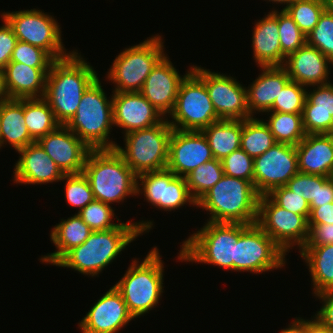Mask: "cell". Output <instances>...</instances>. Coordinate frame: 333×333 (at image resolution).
<instances>
[{
  "instance_id": "cell-1",
  "label": "cell",
  "mask_w": 333,
  "mask_h": 333,
  "mask_svg": "<svg viewBox=\"0 0 333 333\" xmlns=\"http://www.w3.org/2000/svg\"><path fill=\"white\" fill-rule=\"evenodd\" d=\"M152 221L120 223L117 227L92 231L81 245L68 251L55 265L71 268L83 275L98 276L139 235L149 232Z\"/></svg>"
},
{
  "instance_id": "cell-2",
  "label": "cell",
  "mask_w": 333,
  "mask_h": 333,
  "mask_svg": "<svg viewBox=\"0 0 333 333\" xmlns=\"http://www.w3.org/2000/svg\"><path fill=\"white\" fill-rule=\"evenodd\" d=\"M97 77L98 73L77 50L52 63L43 99L61 125L76 114L84 91Z\"/></svg>"
},
{
  "instance_id": "cell-3",
  "label": "cell",
  "mask_w": 333,
  "mask_h": 333,
  "mask_svg": "<svg viewBox=\"0 0 333 333\" xmlns=\"http://www.w3.org/2000/svg\"><path fill=\"white\" fill-rule=\"evenodd\" d=\"M260 195L248 180L223 175L196 203L211 222L256 223Z\"/></svg>"
},
{
  "instance_id": "cell-4",
  "label": "cell",
  "mask_w": 333,
  "mask_h": 333,
  "mask_svg": "<svg viewBox=\"0 0 333 333\" xmlns=\"http://www.w3.org/2000/svg\"><path fill=\"white\" fill-rule=\"evenodd\" d=\"M82 173L95 200L111 205L137 195V175L115 149H91Z\"/></svg>"
},
{
  "instance_id": "cell-5",
  "label": "cell",
  "mask_w": 333,
  "mask_h": 333,
  "mask_svg": "<svg viewBox=\"0 0 333 333\" xmlns=\"http://www.w3.org/2000/svg\"><path fill=\"white\" fill-rule=\"evenodd\" d=\"M160 257L159 249L152 248L141 263L136 258L132 260L128 270L114 284L134 319L149 313L162 296L164 262Z\"/></svg>"
},
{
  "instance_id": "cell-6",
  "label": "cell",
  "mask_w": 333,
  "mask_h": 333,
  "mask_svg": "<svg viewBox=\"0 0 333 333\" xmlns=\"http://www.w3.org/2000/svg\"><path fill=\"white\" fill-rule=\"evenodd\" d=\"M65 126L90 149H115L117 143L109 138L114 127L112 96L107 99L99 77L84 91L76 114Z\"/></svg>"
},
{
  "instance_id": "cell-7",
  "label": "cell",
  "mask_w": 333,
  "mask_h": 333,
  "mask_svg": "<svg viewBox=\"0 0 333 333\" xmlns=\"http://www.w3.org/2000/svg\"><path fill=\"white\" fill-rule=\"evenodd\" d=\"M238 239L239 223L207 221L182 242L177 257L181 262L207 263L235 271V243Z\"/></svg>"
},
{
  "instance_id": "cell-8",
  "label": "cell",
  "mask_w": 333,
  "mask_h": 333,
  "mask_svg": "<svg viewBox=\"0 0 333 333\" xmlns=\"http://www.w3.org/2000/svg\"><path fill=\"white\" fill-rule=\"evenodd\" d=\"M173 127L165 117L152 127L124 134L125 147H115L136 175L167 168L169 140Z\"/></svg>"
},
{
  "instance_id": "cell-9",
  "label": "cell",
  "mask_w": 333,
  "mask_h": 333,
  "mask_svg": "<svg viewBox=\"0 0 333 333\" xmlns=\"http://www.w3.org/2000/svg\"><path fill=\"white\" fill-rule=\"evenodd\" d=\"M162 36L125 48L116 56L107 79L115 84L113 92H140L152 69L165 56Z\"/></svg>"
},
{
  "instance_id": "cell-10",
  "label": "cell",
  "mask_w": 333,
  "mask_h": 333,
  "mask_svg": "<svg viewBox=\"0 0 333 333\" xmlns=\"http://www.w3.org/2000/svg\"><path fill=\"white\" fill-rule=\"evenodd\" d=\"M168 123L173 129L202 131L221 120L209 97L204 81L191 70L180 84L173 111Z\"/></svg>"
},
{
  "instance_id": "cell-11",
  "label": "cell",
  "mask_w": 333,
  "mask_h": 333,
  "mask_svg": "<svg viewBox=\"0 0 333 333\" xmlns=\"http://www.w3.org/2000/svg\"><path fill=\"white\" fill-rule=\"evenodd\" d=\"M1 17L12 27L17 39L45 50L54 60L63 59L66 53L61 39V27L54 16L41 10L3 12Z\"/></svg>"
},
{
  "instance_id": "cell-12",
  "label": "cell",
  "mask_w": 333,
  "mask_h": 333,
  "mask_svg": "<svg viewBox=\"0 0 333 333\" xmlns=\"http://www.w3.org/2000/svg\"><path fill=\"white\" fill-rule=\"evenodd\" d=\"M283 250L255 223H239V239L235 243V271L263 273L282 268Z\"/></svg>"
},
{
  "instance_id": "cell-13",
  "label": "cell",
  "mask_w": 333,
  "mask_h": 333,
  "mask_svg": "<svg viewBox=\"0 0 333 333\" xmlns=\"http://www.w3.org/2000/svg\"><path fill=\"white\" fill-rule=\"evenodd\" d=\"M256 224L285 254L296 245L301 250L309 235L308 219L304 215L278 206L268 195L259 198Z\"/></svg>"
},
{
  "instance_id": "cell-14",
  "label": "cell",
  "mask_w": 333,
  "mask_h": 333,
  "mask_svg": "<svg viewBox=\"0 0 333 333\" xmlns=\"http://www.w3.org/2000/svg\"><path fill=\"white\" fill-rule=\"evenodd\" d=\"M192 70L204 81L220 119L244 120L252 117L247 106L246 87L235 77L194 65Z\"/></svg>"
},
{
  "instance_id": "cell-15",
  "label": "cell",
  "mask_w": 333,
  "mask_h": 333,
  "mask_svg": "<svg viewBox=\"0 0 333 333\" xmlns=\"http://www.w3.org/2000/svg\"><path fill=\"white\" fill-rule=\"evenodd\" d=\"M253 184L260 196L285 186L298 171L297 153L293 145L275 143L262 155L254 158Z\"/></svg>"
},
{
  "instance_id": "cell-16",
  "label": "cell",
  "mask_w": 333,
  "mask_h": 333,
  "mask_svg": "<svg viewBox=\"0 0 333 333\" xmlns=\"http://www.w3.org/2000/svg\"><path fill=\"white\" fill-rule=\"evenodd\" d=\"M212 159L214 156L202 131L173 129L169 140L167 168L175 175L185 177Z\"/></svg>"
},
{
  "instance_id": "cell-17",
  "label": "cell",
  "mask_w": 333,
  "mask_h": 333,
  "mask_svg": "<svg viewBox=\"0 0 333 333\" xmlns=\"http://www.w3.org/2000/svg\"><path fill=\"white\" fill-rule=\"evenodd\" d=\"M56 163L64 175L79 174L84 169L86 157L91 150L65 125L36 141Z\"/></svg>"
},
{
  "instance_id": "cell-18",
  "label": "cell",
  "mask_w": 333,
  "mask_h": 333,
  "mask_svg": "<svg viewBox=\"0 0 333 333\" xmlns=\"http://www.w3.org/2000/svg\"><path fill=\"white\" fill-rule=\"evenodd\" d=\"M134 317L129 313L120 292L112 286L94 303L78 323L82 333H118Z\"/></svg>"
},
{
  "instance_id": "cell-19",
  "label": "cell",
  "mask_w": 333,
  "mask_h": 333,
  "mask_svg": "<svg viewBox=\"0 0 333 333\" xmlns=\"http://www.w3.org/2000/svg\"><path fill=\"white\" fill-rule=\"evenodd\" d=\"M172 64L166 54L152 69L140 91L164 118L173 111L180 84L192 70L191 66L181 76Z\"/></svg>"
},
{
  "instance_id": "cell-20",
  "label": "cell",
  "mask_w": 333,
  "mask_h": 333,
  "mask_svg": "<svg viewBox=\"0 0 333 333\" xmlns=\"http://www.w3.org/2000/svg\"><path fill=\"white\" fill-rule=\"evenodd\" d=\"M113 124L127 134L159 124L164 117L140 92H113Z\"/></svg>"
},
{
  "instance_id": "cell-21",
  "label": "cell",
  "mask_w": 333,
  "mask_h": 333,
  "mask_svg": "<svg viewBox=\"0 0 333 333\" xmlns=\"http://www.w3.org/2000/svg\"><path fill=\"white\" fill-rule=\"evenodd\" d=\"M331 64L333 66L329 58L306 43L286 57L283 67L291 81L307 88L330 83L328 76L331 69L328 65Z\"/></svg>"
},
{
  "instance_id": "cell-22",
  "label": "cell",
  "mask_w": 333,
  "mask_h": 333,
  "mask_svg": "<svg viewBox=\"0 0 333 333\" xmlns=\"http://www.w3.org/2000/svg\"><path fill=\"white\" fill-rule=\"evenodd\" d=\"M17 152L21 156L15 163L14 183L41 185L62 180L64 174L37 142L29 144Z\"/></svg>"
},
{
  "instance_id": "cell-23",
  "label": "cell",
  "mask_w": 333,
  "mask_h": 333,
  "mask_svg": "<svg viewBox=\"0 0 333 333\" xmlns=\"http://www.w3.org/2000/svg\"><path fill=\"white\" fill-rule=\"evenodd\" d=\"M295 148L300 173L333 177V133L306 134Z\"/></svg>"
},
{
  "instance_id": "cell-24",
  "label": "cell",
  "mask_w": 333,
  "mask_h": 333,
  "mask_svg": "<svg viewBox=\"0 0 333 333\" xmlns=\"http://www.w3.org/2000/svg\"><path fill=\"white\" fill-rule=\"evenodd\" d=\"M261 74L246 87L247 106L250 115L271 110L276 97L282 88L290 81L283 66H260ZM257 111V112H256Z\"/></svg>"
},
{
  "instance_id": "cell-25",
  "label": "cell",
  "mask_w": 333,
  "mask_h": 333,
  "mask_svg": "<svg viewBox=\"0 0 333 333\" xmlns=\"http://www.w3.org/2000/svg\"><path fill=\"white\" fill-rule=\"evenodd\" d=\"M252 33L253 58L260 66H283L286 56L281 52L278 9L256 22Z\"/></svg>"
},
{
  "instance_id": "cell-26",
  "label": "cell",
  "mask_w": 333,
  "mask_h": 333,
  "mask_svg": "<svg viewBox=\"0 0 333 333\" xmlns=\"http://www.w3.org/2000/svg\"><path fill=\"white\" fill-rule=\"evenodd\" d=\"M3 71L8 98H43L50 68H32L20 62H9Z\"/></svg>"
},
{
  "instance_id": "cell-27",
  "label": "cell",
  "mask_w": 333,
  "mask_h": 333,
  "mask_svg": "<svg viewBox=\"0 0 333 333\" xmlns=\"http://www.w3.org/2000/svg\"><path fill=\"white\" fill-rule=\"evenodd\" d=\"M302 119L306 134L333 133V84L306 91Z\"/></svg>"
},
{
  "instance_id": "cell-28",
  "label": "cell",
  "mask_w": 333,
  "mask_h": 333,
  "mask_svg": "<svg viewBox=\"0 0 333 333\" xmlns=\"http://www.w3.org/2000/svg\"><path fill=\"white\" fill-rule=\"evenodd\" d=\"M7 142L16 152L36 142L25 124L24 99L7 98L0 102V149Z\"/></svg>"
},
{
  "instance_id": "cell-29",
  "label": "cell",
  "mask_w": 333,
  "mask_h": 333,
  "mask_svg": "<svg viewBox=\"0 0 333 333\" xmlns=\"http://www.w3.org/2000/svg\"><path fill=\"white\" fill-rule=\"evenodd\" d=\"M91 233V228L77 213L70 218L61 219L50 233L57 251L44 255L40 260L42 263L55 265L68 251L83 244Z\"/></svg>"
},
{
  "instance_id": "cell-30",
  "label": "cell",
  "mask_w": 333,
  "mask_h": 333,
  "mask_svg": "<svg viewBox=\"0 0 333 333\" xmlns=\"http://www.w3.org/2000/svg\"><path fill=\"white\" fill-rule=\"evenodd\" d=\"M299 253L309 268L313 294L333 292V244L303 246Z\"/></svg>"
},
{
  "instance_id": "cell-31",
  "label": "cell",
  "mask_w": 333,
  "mask_h": 333,
  "mask_svg": "<svg viewBox=\"0 0 333 333\" xmlns=\"http://www.w3.org/2000/svg\"><path fill=\"white\" fill-rule=\"evenodd\" d=\"M215 159L222 160L241 148L242 120L221 119L202 130Z\"/></svg>"
},
{
  "instance_id": "cell-32",
  "label": "cell",
  "mask_w": 333,
  "mask_h": 333,
  "mask_svg": "<svg viewBox=\"0 0 333 333\" xmlns=\"http://www.w3.org/2000/svg\"><path fill=\"white\" fill-rule=\"evenodd\" d=\"M24 118L28 132L35 141L61 125L43 98L24 99Z\"/></svg>"
},
{
  "instance_id": "cell-33",
  "label": "cell",
  "mask_w": 333,
  "mask_h": 333,
  "mask_svg": "<svg viewBox=\"0 0 333 333\" xmlns=\"http://www.w3.org/2000/svg\"><path fill=\"white\" fill-rule=\"evenodd\" d=\"M270 112V113H269ZM268 125L277 143L296 146L305 136L302 113L268 111Z\"/></svg>"
},
{
  "instance_id": "cell-34",
  "label": "cell",
  "mask_w": 333,
  "mask_h": 333,
  "mask_svg": "<svg viewBox=\"0 0 333 333\" xmlns=\"http://www.w3.org/2000/svg\"><path fill=\"white\" fill-rule=\"evenodd\" d=\"M276 143L264 119L254 117L242 120L241 149L253 159Z\"/></svg>"
},
{
  "instance_id": "cell-35",
  "label": "cell",
  "mask_w": 333,
  "mask_h": 333,
  "mask_svg": "<svg viewBox=\"0 0 333 333\" xmlns=\"http://www.w3.org/2000/svg\"><path fill=\"white\" fill-rule=\"evenodd\" d=\"M224 175L221 160L212 159L185 176L192 198L197 202Z\"/></svg>"
},
{
  "instance_id": "cell-36",
  "label": "cell",
  "mask_w": 333,
  "mask_h": 333,
  "mask_svg": "<svg viewBox=\"0 0 333 333\" xmlns=\"http://www.w3.org/2000/svg\"><path fill=\"white\" fill-rule=\"evenodd\" d=\"M284 10L307 37L318 23L325 4L324 0H294Z\"/></svg>"
},
{
  "instance_id": "cell-37",
  "label": "cell",
  "mask_w": 333,
  "mask_h": 333,
  "mask_svg": "<svg viewBox=\"0 0 333 333\" xmlns=\"http://www.w3.org/2000/svg\"><path fill=\"white\" fill-rule=\"evenodd\" d=\"M186 203L196 206V201L190 195L185 177L175 175L165 168L164 211H172Z\"/></svg>"
},
{
  "instance_id": "cell-38",
  "label": "cell",
  "mask_w": 333,
  "mask_h": 333,
  "mask_svg": "<svg viewBox=\"0 0 333 333\" xmlns=\"http://www.w3.org/2000/svg\"><path fill=\"white\" fill-rule=\"evenodd\" d=\"M136 193H143L148 203L164 210L165 169L137 175Z\"/></svg>"
},
{
  "instance_id": "cell-39",
  "label": "cell",
  "mask_w": 333,
  "mask_h": 333,
  "mask_svg": "<svg viewBox=\"0 0 333 333\" xmlns=\"http://www.w3.org/2000/svg\"><path fill=\"white\" fill-rule=\"evenodd\" d=\"M306 43L333 62V13L323 11L318 23L306 37Z\"/></svg>"
},
{
  "instance_id": "cell-40",
  "label": "cell",
  "mask_w": 333,
  "mask_h": 333,
  "mask_svg": "<svg viewBox=\"0 0 333 333\" xmlns=\"http://www.w3.org/2000/svg\"><path fill=\"white\" fill-rule=\"evenodd\" d=\"M114 211L109 204L94 200L78 211L77 214L92 231H103L115 228L120 224L119 222H112L115 216Z\"/></svg>"
},
{
  "instance_id": "cell-41",
  "label": "cell",
  "mask_w": 333,
  "mask_h": 333,
  "mask_svg": "<svg viewBox=\"0 0 333 333\" xmlns=\"http://www.w3.org/2000/svg\"><path fill=\"white\" fill-rule=\"evenodd\" d=\"M281 52L287 57L306 44V35L285 10L278 11Z\"/></svg>"
},
{
  "instance_id": "cell-42",
  "label": "cell",
  "mask_w": 333,
  "mask_h": 333,
  "mask_svg": "<svg viewBox=\"0 0 333 333\" xmlns=\"http://www.w3.org/2000/svg\"><path fill=\"white\" fill-rule=\"evenodd\" d=\"M65 198L69 205L79 208L86 207L95 200L89 182L83 173L64 175Z\"/></svg>"
},
{
  "instance_id": "cell-43",
  "label": "cell",
  "mask_w": 333,
  "mask_h": 333,
  "mask_svg": "<svg viewBox=\"0 0 333 333\" xmlns=\"http://www.w3.org/2000/svg\"><path fill=\"white\" fill-rule=\"evenodd\" d=\"M306 90L305 86L290 80L276 97L270 111L302 113L306 100Z\"/></svg>"
},
{
  "instance_id": "cell-44",
  "label": "cell",
  "mask_w": 333,
  "mask_h": 333,
  "mask_svg": "<svg viewBox=\"0 0 333 333\" xmlns=\"http://www.w3.org/2000/svg\"><path fill=\"white\" fill-rule=\"evenodd\" d=\"M254 159L241 148L234 150L221 160L224 174L227 176L248 180L253 183Z\"/></svg>"
},
{
  "instance_id": "cell-45",
  "label": "cell",
  "mask_w": 333,
  "mask_h": 333,
  "mask_svg": "<svg viewBox=\"0 0 333 333\" xmlns=\"http://www.w3.org/2000/svg\"><path fill=\"white\" fill-rule=\"evenodd\" d=\"M55 60L43 49L17 41L10 62H20L32 68H51Z\"/></svg>"
},
{
  "instance_id": "cell-46",
  "label": "cell",
  "mask_w": 333,
  "mask_h": 333,
  "mask_svg": "<svg viewBox=\"0 0 333 333\" xmlns=\"http://www.w3.org/2000/svg\"><path fill=\"white\" fill-rule=\"evenodd\" d=\"M278 206L292 211L295 214L304 215L307 219L310 216V206L306 199L292 192L286 186L273 189L267 194Z\"/></svg>"
},
{
  "instance_id": "cell-47",
  "label": "cell",
  "mask_w": 333,
  "mask_h": 333,
  "mask_svg": "<svg viewBox=\"0 0 333 333\" xmlns=\"http://www.w3.org/2000/svg\"><path fill=\"white\" fill-rule=\"evenodd\" d=\"M285 186L292 192L306 199L309 204L311 201H316L317 175L298 172Z\"/></svg>"
},
{
  "instance_id": "cell-48",
  "label": "cell",
  "mask_w": 333,
  "mask_h": 333,
  "mask_svg": "<svg viewBox=\"0 0 333 333\" xmlns=\"http://www.w3.org/2000/svg\"><path fill=\"white\" fill-rule=\"evenodd\" d=\"M0 26V69H4L10 62L13 50L18 41L12 27L3 19Z\"/></svg>"
},
{
  "instance_id": "cell-49",
  "label": "cell",
  "mask_w": 333,
  "mask_h": 333,
  "mask_svg": "<svg viewBox=\"0 0 333 333\" xmlns=\"http://www.w3.org/2000/svg\"><path fill=\"white\" fill-rule=\"evenodd\" d=\"M309 235L304 246H321L333 244L332 224H308Z\"/></svg>"
},
{
  "instance_id": "cell-50",
  "label": "cell",
  "mask_w": 333,
  "mask_h": 333,
  "mask_svg": "<svg viewBox=\"0 0 333 333\" xmlns=\"http://www.w3.org/2000/svg\"><path fill=\"white\" fill-rule=\"evenodd\" d=\"M330 202H333V177L317 175L316 201H311L310 210Z\"/></svg>"
},
{
  "instance_id": "cell-51",
  "label": "cell",
  "mask_w": 333,
  "mask_h": 333,
  "mask_svg": "<svg viewBox=\"0 0 333 333\" xmlns=\"http://www.w3.org/2000/svg\"><path fill=\"white\" fill-rule=\"evenodd\" d=\"M314 296L318 297L324 304L314 317L333 331V292L320 293Z\"/></svg>"
},
{
  "instance_id": "cell-52",
  "label": "cell",
  "mask_w": 333,
  "mask_h": 333,
  "mask_svg": "<svg viewBox=\"0 0 333 333\" xmlns=\"http://www.w3.org/2000/svg\"><path fill=\"white\" fill-rule=\"evenodd\" d=\"M333 223V202L326 203L314 208L310 212L308 224H332Z\"/></svg>"
},
{
  "instance_id": "cell-53",
  "label": "cell",
  "mask_w": 333,
  "mask_h": 333,
  "mask_svg": "<svg viewBox=\"0 0 333 333\" xmlns=\"http://www.w3.org/2000/svg\"><path fill=\"white\" fill-rule=\"evenodd\" d=\"M280 333H307V319L297 317L287 328L282 329Z\"/></svg>"
},
{
  "instance_id": "cell-54",
  "label": "cell",
  "mask_w": 333,
  "mask_h": 333,
  "mask_svg": "<svg viewBox=\"0 0 333 333\" xmlns=\"http://www.w3.org/2000/svg\"><path fill=\"white\" fill-rule=\"evenodd\" d=\"M307 333H333V331L313 316L311 320H307Z\"/></svg>"
},
{
  "instance_id": "cell-55",
  "label": "cell",
  "mask_w": 333,
  "mask_h": 333,
  "mask_svg": "<svg viewBox=\"0 0 333 333\" xmlns=\"http://www.w3.org/2000/svg\"><path fill=\"white\" fill-rule=\"evenodd\" d=\"M8 98V94L4 83V71L0 69V102Z\"/></svg>"
},
{
  "instance_id": "cell-56",
  "label": "cell",
  "mask_w": 333,
  "mask_h": 333,
  "mask_svg": "<svg viewBox=\"0 0 333 333\" xmlns=\"http://www.w3.org/2000/svg\"><path fill=\"white\" fill-rule=\"evenodd\" d=\"M266 1V0H265ZM268 1V0H267ZM294 0H269V2H274V3H276V4H283V5H285L286 4V6L284 7V8H282V10H284L288 5H290L292 2H293Z\"/></svg>"
},
{
  "instance_id": "cell-57",
  "label": "cell",
  "mask_w": 333,
  "mask_h": 333,
  "mask_svg": "<svg viewBox=\"0 0 333 333\" xmlns=\"http://www.w3.org/2000/svg\"><path fill=\"white\" fill-rule=\"evenodd\" d=\"M325 10L333 13V0H324Z\"/></svg>"
}]
</instances>
